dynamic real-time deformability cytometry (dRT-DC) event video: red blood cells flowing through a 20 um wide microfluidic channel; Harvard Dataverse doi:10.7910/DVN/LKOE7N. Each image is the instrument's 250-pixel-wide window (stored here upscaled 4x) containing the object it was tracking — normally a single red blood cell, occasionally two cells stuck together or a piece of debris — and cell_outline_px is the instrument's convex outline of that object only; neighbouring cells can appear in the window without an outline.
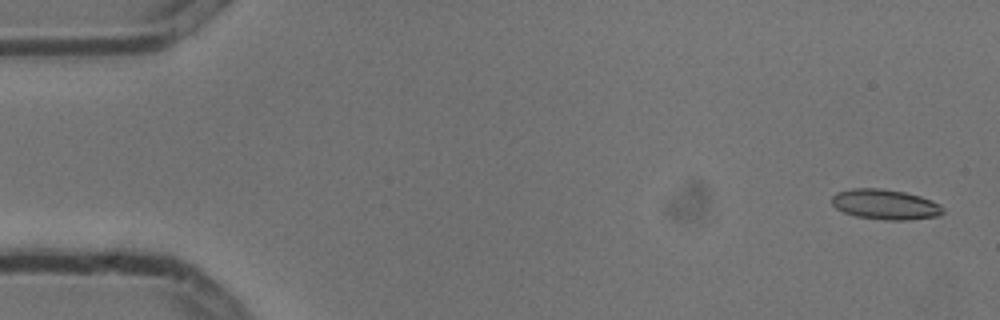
{"species": "common noctule bat (a hibernating species)", "species_latin": "Nyctalus noctula", "temperature_condition": "cold", "stored_images_in_passage": 5, "camera_frame_rate_fps": 3000, "um_per_image_px": 0.085, "animal": {"sex": "male", "body_mass_g": 13.3}, "frame": {"image": 1, "passage_image": 1, "time_ms": 0.0, "image_size_px": [1000, 320], "cell_outline_px": [[944, 212], [940, 216], [908, 220], [884, 220], [856, 216], [844, 212], [836, 208], [832, 204], [832, 196], [836, 192], [852, 188], [880, 188], [904, 192], [920, 196], [940, 204], [944, 208]], "centroid_in_image_um": [75.25, 17.38], "position_along_channel_um": 9.7, "area_um2": 19.65}}
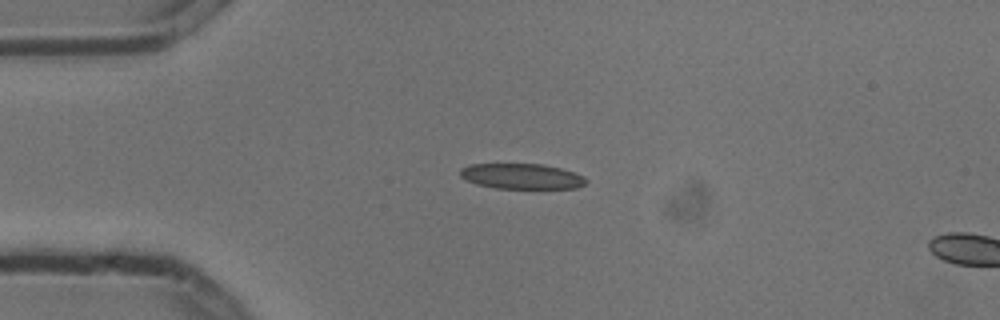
{"frame": {"image": 2, "passage_image": 4, "time_ms": 1.0, "image_size_px": [1000, 320], "cell_outline_px": [[588, 180], [584, 184], [576, 188], [496, 188], [476, 184], [464, 180], [460, 176], [460, 168], [468, 164], [544, 164], [560, 168], [584, 176]], "centroid_in_image_um": [44.3, 14.98], "position_along_channel_um": 40.7, "area_um2": 18.67}}